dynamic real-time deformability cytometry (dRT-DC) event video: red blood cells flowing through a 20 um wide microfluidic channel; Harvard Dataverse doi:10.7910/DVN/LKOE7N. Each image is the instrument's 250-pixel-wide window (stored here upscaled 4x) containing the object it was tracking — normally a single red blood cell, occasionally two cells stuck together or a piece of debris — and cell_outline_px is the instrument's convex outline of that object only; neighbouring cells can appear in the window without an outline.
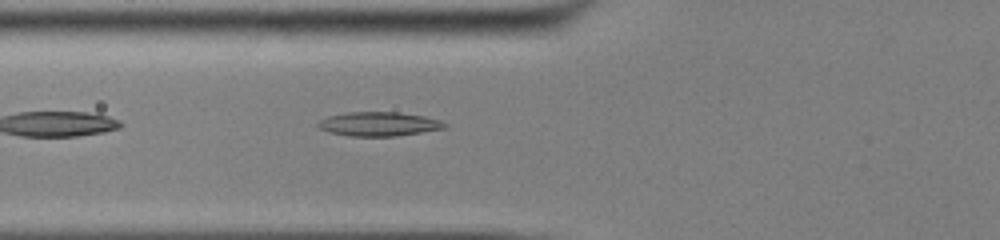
{"species": "common noctule bat (a hibernating species)", "species_latin": "Nyctalus noctula", "temperature_condition": "cold", "stored_images_in_passage": 36, "camera_frame_rate_fps": 3000, "um_per_image_px": 0.085, "animal": {"sex": "male", "body_mass_g": 13.0, "forearm_length_mm": 53.1}, "frame": {"image": 1, "passage_image": 4, "time_ms": 1.0, "image_size_px": [1000, 240], "cell_outline_px": [[448, 128], [396, 136], [348, 136], [332, 132], [320, 128], [316, 124], [320, 120], [328, 116], [348, 112], [396, 112], [424, 116], [440, 120], [448, 124]], "centroid_in_image_um": [32.25, 10.54], "position_along_channel_um": 93.6, "area_um2": 17.74}}
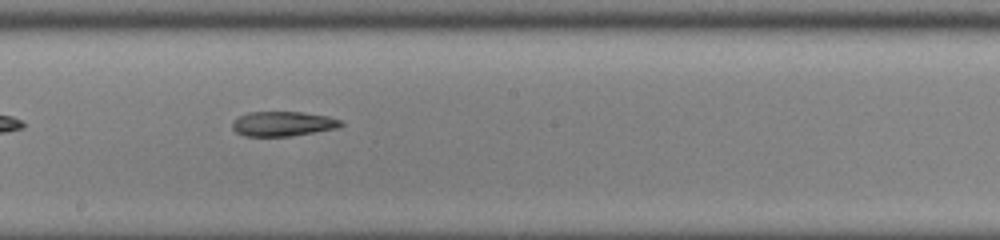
{"frame": {"image": 2, "passage_image": 14, "time_ms": 4.333, "image_size_px": [1000, 240], "cell_outline_px": [[344, 124], [336, 128], [292, 136], [244, 136], [236, 132], [232, 128], [232, 120], [248, 112], [304, 112], [328, 116], [344, 120]], "centroid_in_image_um": [24.05, 10.52], "position_along_channel_um": 224.1, "area_um2": 15.78}}
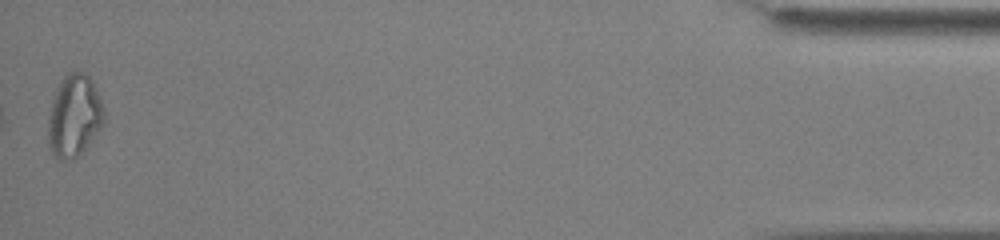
{"frame": {"image": 3, "passage_image": 36, "time_ms": 11.667, "image_size_px": [1000, 240], "cell_outline_px": [[104, 120], [100, 128], [80, 156], [72, 160], [60, 160], [52, 152], [48, 144], [48, 116], [52, 100], [56, 88], [60, 80], [68, 72], [84, 72], [92, 80], [96, 88], [104, 108]], "centroid_in_image_um": [6.3, 9.85], "position_along_channel_um": 428.9, "area_um2": 26.93}}